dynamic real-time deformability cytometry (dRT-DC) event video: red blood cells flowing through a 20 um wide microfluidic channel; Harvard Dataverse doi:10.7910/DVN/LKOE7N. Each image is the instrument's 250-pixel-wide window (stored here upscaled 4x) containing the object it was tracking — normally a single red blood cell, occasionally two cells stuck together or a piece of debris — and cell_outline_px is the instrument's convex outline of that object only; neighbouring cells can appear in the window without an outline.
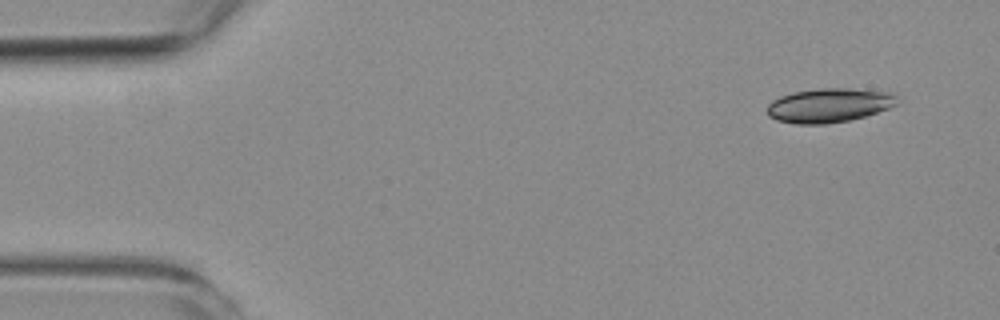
{"species": "common noctule bat (a hibernating species)", "species_latin": "Nyctalus noctula", "temperature_condition": "room temperature", "stored_images_in_passage": 5, "camera_frame_rate_fps": 3000, "um_per_image_px": 0.085, "animal": {"sex": "female", "body_mass_g": 19.3, "forearm_length_mm": 54.1}, "frame": {"image": 1, "passage_image": 1, "time_ms": 0.0, "image_size_px": [1000, 320], "cell_outline_px": [[900, 100], [896, 104], [888, 108], [864, 116], [848, 120], [824, 124], [796, 124], [776, 120], [768, 116], [768, 104], [772, 100], [780, 96], [792, 92], [820, 88], [848, 88], [892, 92]], "centroid_in_image_um": [70.46, 8.94], "position_along_channel_um": 14.5, "area_um2": 25.89}}
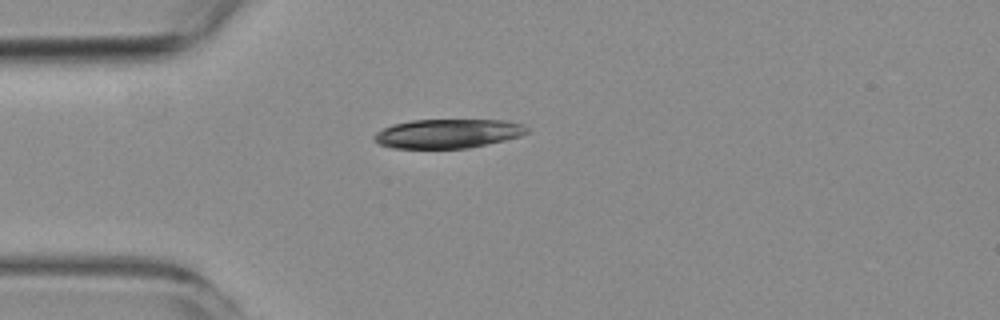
{"frame": {"image": 2, "passage_image": 3, "time_ms": 3.333, "image_size_px": [1000, 320], "cell_outline_px": [[528, 132], [520, 136], [504, 140], [468, 148], [392, 148], [380, 144], [372, 136], [376, 132], [392, 124], [412, 120], [508, 120], [524, 124], [528, 128]], "centroid_in_image_um": [38.08, 11.34], "position_along_channel_um": 46.9, "area_um2": 25.89}}
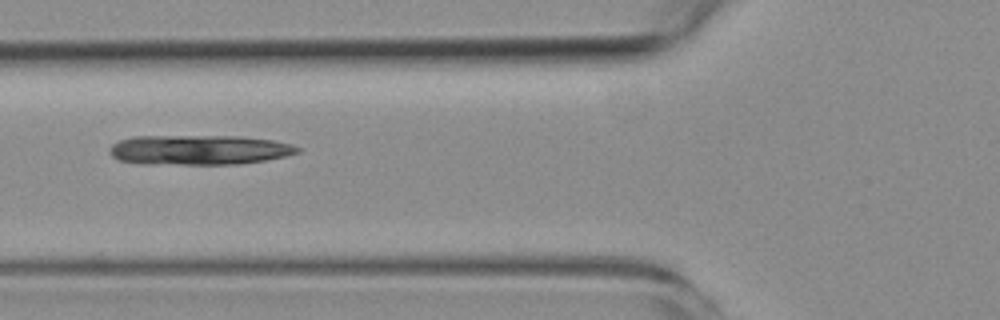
{"frame": {"image": 3, "passage_image": 5, "time_ms": 5.333, "image_size_px": [1000, 320], "cell_outline_px": [[300, 152], [284, 156], [264, 160], [240, 164], [140, 164], [120, 160], [112, 156], [108, 152], [108, 148], [112, 144], [120, 140], [136, 136], [240, 136], [272, 140], [292, 144], [300, 148]], "centroid_in_image_um": [16.89, 12.74], "position_along_channel_um": 108.9, "area_um2": 32.77}}